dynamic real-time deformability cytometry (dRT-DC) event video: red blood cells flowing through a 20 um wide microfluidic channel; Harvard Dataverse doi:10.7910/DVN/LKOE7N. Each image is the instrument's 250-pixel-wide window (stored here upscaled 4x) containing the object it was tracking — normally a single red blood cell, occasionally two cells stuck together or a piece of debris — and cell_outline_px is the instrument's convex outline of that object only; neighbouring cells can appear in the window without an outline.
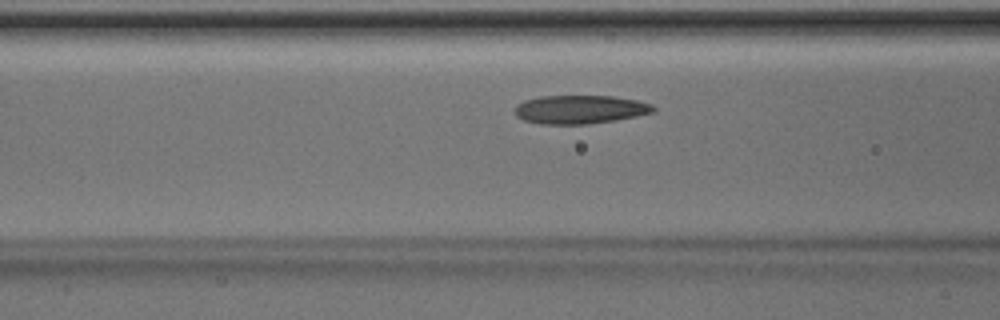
{"species": "Egyptian fruit bat (a non-hibernating species)", "species_latin": "Rousettus aegyptiacus", "temperature_condition": "room temperature", "stored_images_in_passage": 38, "camera_frame_rate_fps": 3000, "um_per_image_px": 0.085, "animal": {"sex": "male"}, "frame": {"image": 1, "passage_image": 11, "time_ms": 3.333, "image_size_px": [1000, 320], "cell_outline_px": [[656, 112], [616, 120], [588, 124], [540, 124], [524, 120], [516, 116], [512, 108], [516, 104], [524, 100], [540, 96], [612, 96], [636, 100], [652, 104], [656, 108]], "centroid_in_image_um": [49.27, 9.3], "position_along_channel_um": 117.3, "area_um2": 23.29}}
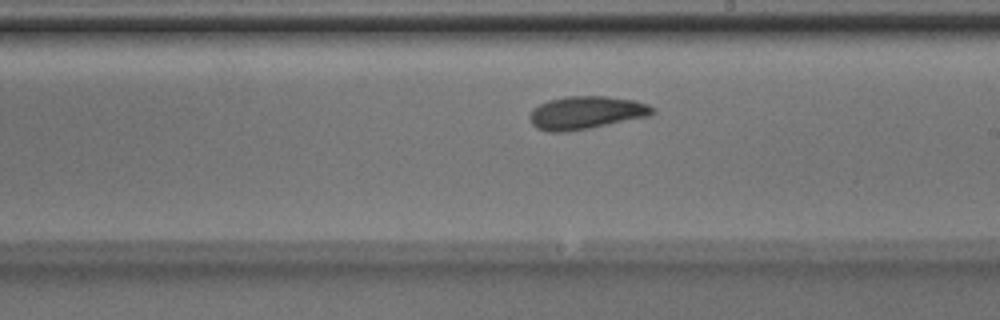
{"frame": {"image": 2, "passage_image": 20, "time_ms": 6.333, "image_size_px": [1000, 320], "cell_outline_px": [[656, 112], [652, 116], [568, 132], [548, 132], [536, 128], [532, 124], [528, 116], [532, 108], [548, 100], [564, 96], [604, 96], [636, 100], [648, 104], [656, 108]], "centroid_in_image_um": [49.84, 9.58], "position_along_channel_um": 239.2, "area_um2": 24.04}}
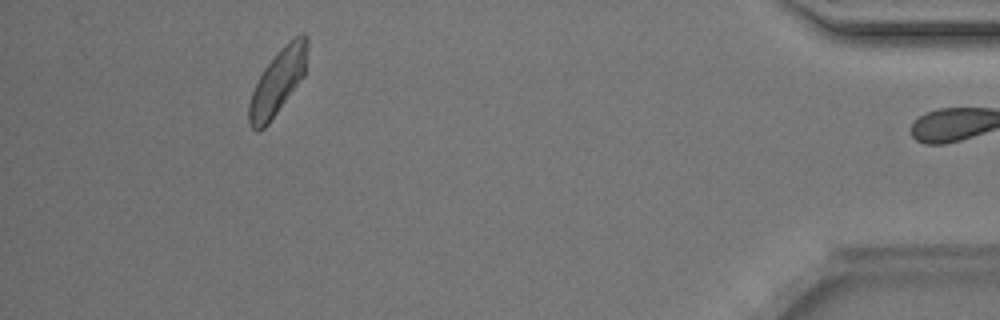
{"frame": {"image": 3, "passage_image": 37, "time_ms": 12.0, "image_size_px": [1000, 320], "cell_outline_px": [[308, 48], [304, 76], [268, 124], [264, 128], [256, 132], [248, 124], [248, 104], [252, 92], [264, 68], [296, 36], [304, 32], [308, 40]], "centroid_in_image_um": [23.6, 7.02], "position_along_channel_um": 411.6, "area_um2": 21.56}, "authors_computed_cell_mechanics": {"area_um2": 22.9466, "velocity_mm_per_s": 4.0799, "shape_relaxation_time_tau1_ms": 3.0674, "shape_relaxation_time_tau2_ms": 5.2718, "deformation_change_tau1": 0.1145, "deformation_change_tau2": 0.1244}}